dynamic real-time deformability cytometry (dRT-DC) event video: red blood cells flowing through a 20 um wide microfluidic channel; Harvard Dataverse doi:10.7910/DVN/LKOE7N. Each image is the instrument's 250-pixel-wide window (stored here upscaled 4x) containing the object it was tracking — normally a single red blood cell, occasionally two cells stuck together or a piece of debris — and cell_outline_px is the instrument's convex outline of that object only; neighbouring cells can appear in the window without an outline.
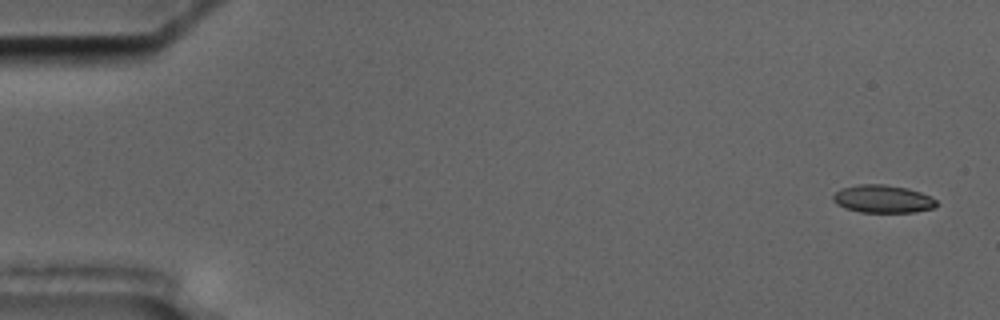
{"species": "common noctule bat (a hibernating species)", "species_latin": "Nyctalus noctula", "temperature_condition": "cold", "stored_images_in_passage": 5, "camera_frame_rate_fps": 3000, "um_per_image_px": 0.085, "animal": {"sex": "male", "body_mass_g": 17.5, "forearm_length_mm": 52.3}, "frame": {"image": 1, "passage_image": 1, "time_ms": 0.0, "image_size_px": [1000, 320], "cell_outline_px": [[936, 204], [932, 208], [916, 212], [860, 212], [844, 208], [836, 204], [832, 200], [832, 196], [840, 188], [860, 184], [884, 184], [908, 188], [920, 192], [936, 200]], "centroid_in_image_um": [74.98, 16.91], "position_along_channel_um": 10.0, "area_um2": 16.76}}
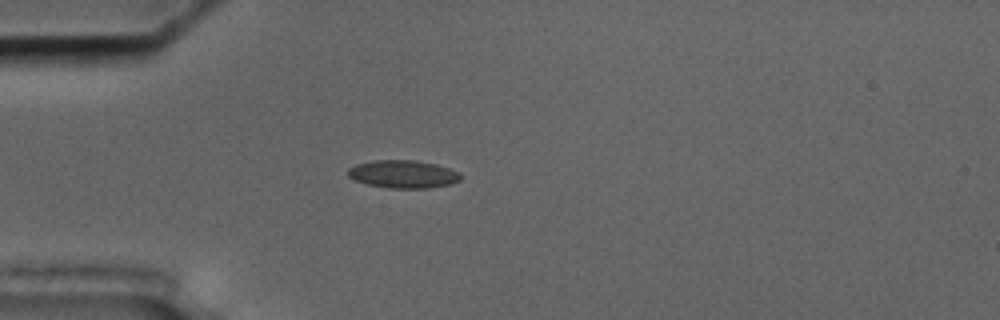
{"frame": {"image": 2, "passage_image": 5, "time_ms": 4.667, "image_size_px": [1000, 320], "cell_outline_px": [[460, 180], [448, 184], [428, 188], [388, 188], [368, 184], [356, 180], [348, 176], [348, 168], [356, 164], [372, 160], [416, 160], [436, 164], [460, 172]], "centroid_in_image_um": [34.25, 14.79], "position_along_channel_um": 50.8, "area_um2": 18.21}}